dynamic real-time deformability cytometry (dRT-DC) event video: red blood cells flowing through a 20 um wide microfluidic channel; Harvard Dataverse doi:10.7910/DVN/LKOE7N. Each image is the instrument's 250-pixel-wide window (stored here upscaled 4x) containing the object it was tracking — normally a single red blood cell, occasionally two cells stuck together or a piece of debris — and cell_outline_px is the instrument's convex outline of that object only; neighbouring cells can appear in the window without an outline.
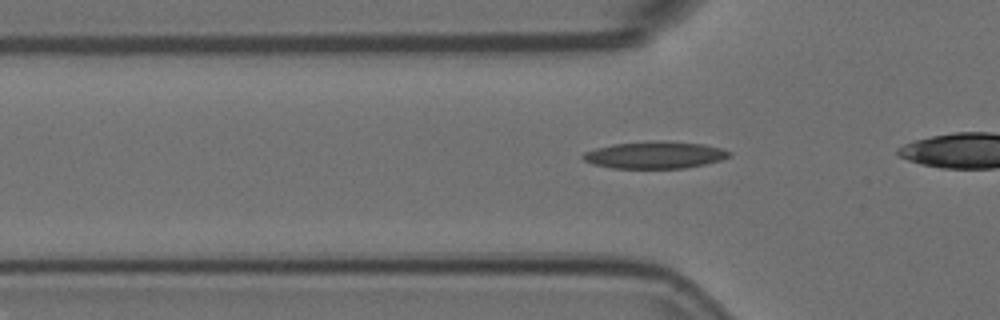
{"species": "Egyptian fruit bat (a non-hibernating species)", "species_latin": "Rousettus aegyptiacus", "temperature_condition": "room temperature", "stored_images_in_passage": 21, "camera_frame_rate_fps": 3000, "um_per_image_px": 0.085, "animal": {"sex": "female"}, "frame": {"image": 1, "passage_image": 12, "time_ms": 3.667, "image_size_px": [1000, 320], "cell_outline_px": [[732, 156], [720, 160], [704, 164], [684, 168], [612, 168], [592, 164], [584, 160], [580, 156], [584, 152], [596, 148], [612, 144], [664, 140], [704, 144], [720, 148], [732, 152]], "centroid_in_image_um": [55.66, 13.17], "position_along_channel_um": 70.1, "area_um2": 23.12}}
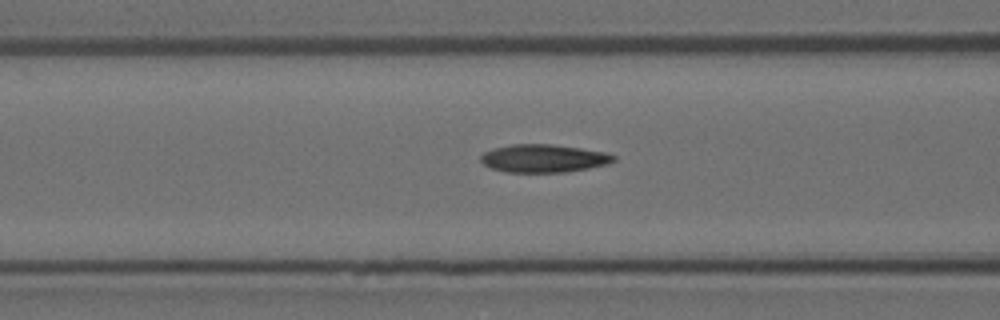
{"frame": {"image": 2, "passage_image": 16, "time_ms": 5.0, "image_size_px": [1000, 320], "cell_outline_px": [[616, 160], [608, 164], [588, 168], [564, 172], [504, 172], [492, 168], [484, 164], [480, 160], [480, 156], [484, 152], [492, 148], [512, 144], [552, 144], [608, 152], [616, 156]], "centroid_in_image_um": [46.22, 13.45], "position_along_channel_um": 120.4, "area_um2": 21.79}}
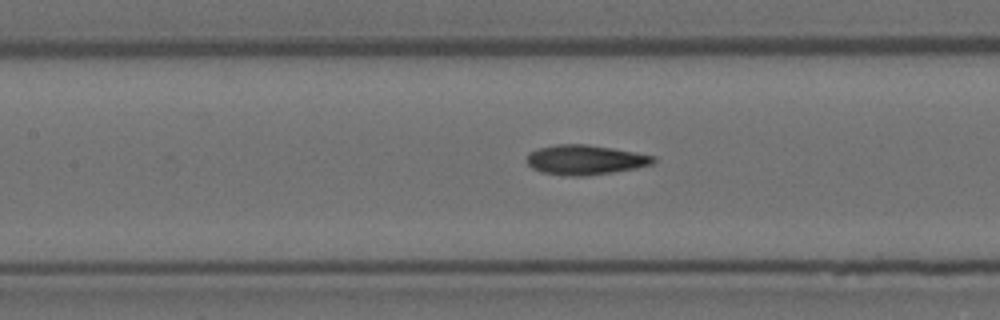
{"frame": {"image": 3, "passage_image": 19, "time_ms": 6.0, "image_size_px": [1000, 320], "cell_outline_px": [[656, 160], [652, 164], [636, 168], [612, 172], [584, 176], [564, 176], [540, 172], [532, 168], [528, 164], [528, 152], [536, 148], [556, 144], [588, 144], [636, 152], [656, 156]], "centroid_in_image_um": [49.73, 13.58], "position_along_channel_um": 157.7, "area_um2": 22.14}}